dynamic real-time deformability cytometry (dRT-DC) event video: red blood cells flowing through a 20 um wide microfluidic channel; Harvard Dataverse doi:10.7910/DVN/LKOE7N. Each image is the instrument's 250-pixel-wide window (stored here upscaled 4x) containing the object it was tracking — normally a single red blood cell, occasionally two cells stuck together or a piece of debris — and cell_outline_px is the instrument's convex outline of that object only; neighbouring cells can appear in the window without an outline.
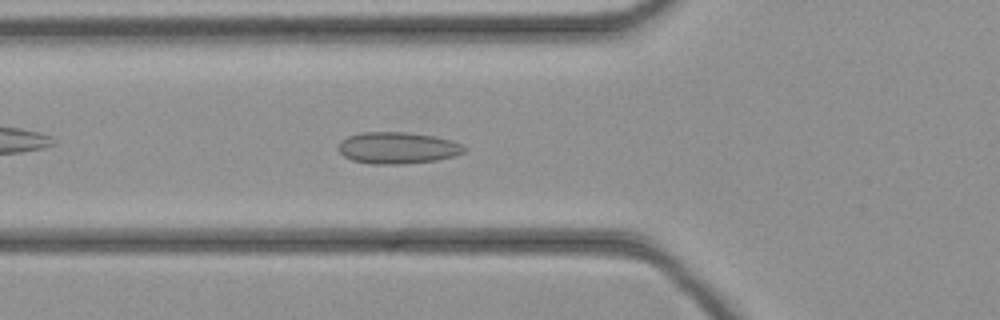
{"species": "common noctule bat (a hibernating species)", "species_latin": "Nyctalus noctula", "temperature_condition": "cold", "stored_images_in_passage": 33, "camera_frame_rate_fps": 3000, "um_per_image_px": 0.085, "animal": {"sex": "female", "body_mass_g": 21.9}, "frame": {"image": 1, "passage_image": 6, "time_ms": 1.667, "image_size_px": [1000, 320], "cell_outline_px": [[464, 152], [456, 156], [436, 160], [404, 164], [372, 164], [352, 160], [344, 156], [336, 148], [340, 140], [348, 136], [360, 132], [404, 132], [432, 136], [448, 140], [460, 144], [464, 148]], "centroid_in_image_um": [33.72, 12.57], "position_along_channel_um": 92.1, "area_um2": 23.12}}
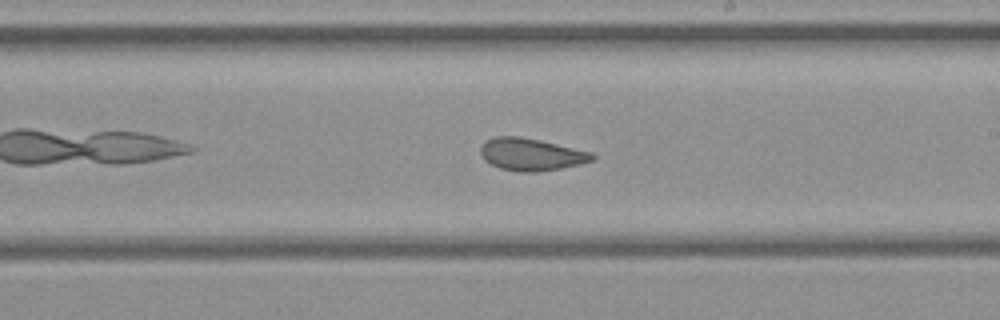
{"frame": {"image": 2, "passage_image": 16, "time_ms": 5.0, "image_size_px": [1000, 320], "cell_outline_px": [[596, 156], [592, 160], [580, 164], [560, 168], [536, 172], [520, 172], [500, 168], [484, 160], [480, 152], [480, 148], [484, 140], [496, 136], [520, 136], [540, 140], [592, 152]], "centroid_in_image_um": [45.12, 13.11], "position_along_channel_um": 243.9, "area_um2": 21.04}}
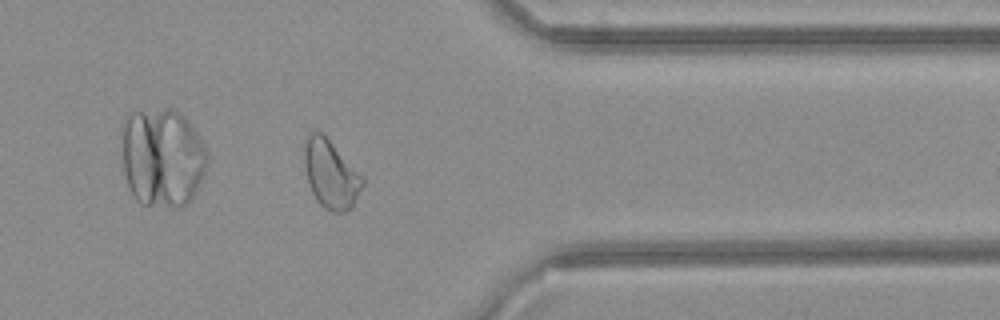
{"frame": {"image": 3, "passage_image": 26, "time_ms": 8.333, "image_size_px": [1000, 320], "cell_outline_px": [[364, 184], [352, 208], [344, 212], [332, 212], [324, 208], [320, 204], [312, 192], [308, 184], [304, 164], [304, 144], [308, 136], [312, 132], [324, 132], [364, 176]], "centroid_in_image_um": [28.14, 14.78], "position_along_channel_um": 383.3, "area_um2": 23.64}}